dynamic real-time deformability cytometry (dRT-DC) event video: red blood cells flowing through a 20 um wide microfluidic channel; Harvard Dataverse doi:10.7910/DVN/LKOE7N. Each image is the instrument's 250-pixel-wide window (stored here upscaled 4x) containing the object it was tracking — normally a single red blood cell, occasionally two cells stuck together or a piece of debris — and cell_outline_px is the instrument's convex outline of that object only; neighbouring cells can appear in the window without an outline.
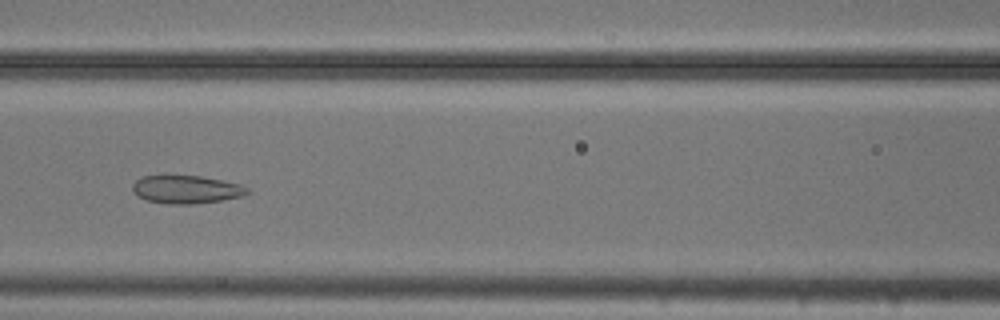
{"species": "common noctule bat (a hibernating species)", "species_latin": "Nyctalus noctula", "temperature_condition": "cold", "stored_images_in_passage": 32, "camera_frame_rate_fps": 3000, "um_per_image_px": 0.085, "animal": {"sex": "male", "body_mass_g": 20.5, "forearm_length_mm": 52.5}, "frame": {"image": 1, "passage_image": 23, "time_ms": 7.333, "image_size_px": [1000, 320], "cell_outline_px": [[252, 192], [244, 196], [224, 200], [192, 204], [168, 204], [148, 200], [132, 192], [132, 184], [136, 180], [144, 176], [164, 172], [200, 176], [224, 180], [240, 184], [248, 188]], "centroid_in_image_um": [15.84, 16.05], "position_along_channel_um": 150.8, "area_um2": 19.65}}
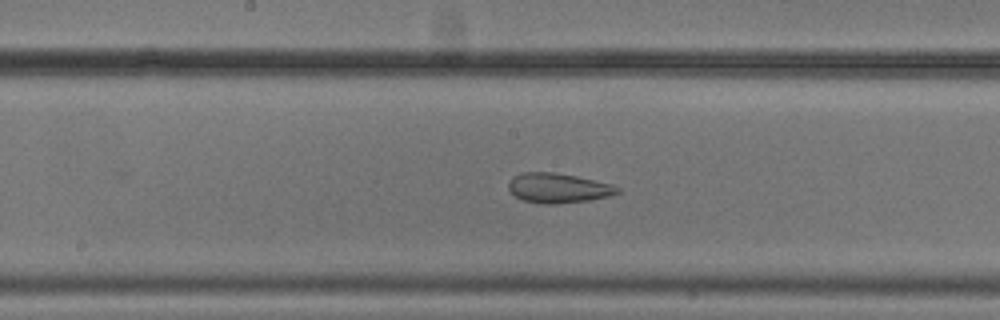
{"frame": {"image": 2, "passage_image": 27, "time_ms": 8.667, "image_size_px": [1000, 320], "cell_outline_px": [[620, 192], [608, 196], [588, 200], [552, 204], [540, 204], [524, 200], [516, 196], [508, 188], [508, 184], [512, 176], [524, 172], [552, 172], [576, 176], [612, 184], [620, 188]], "centroid_in_image_um": [47.43, 15.98], "position_along_channel_um": 200.8, "area_um2": 18.73}}
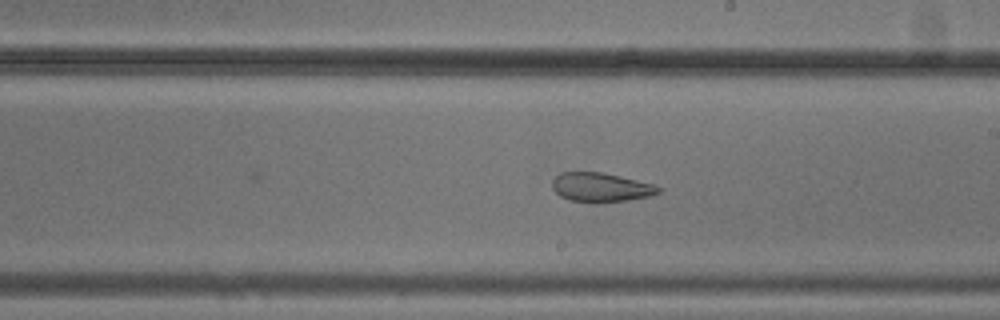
{"frame": {"image": 3, "passage_image": 30, "time_ms": 9.667, "image_size_px": [1000, 320], "cell_outline_px": [[660, 192], [648, 196], [628, 200], [596, 204], [592, 204], [572, 200], [560, 196], [552, 188], [552, 180], [560, 172], [600, 172], [620, 176], [652, 184], [660, 188]], "centroid_in_image_um": [51.03, 15.94], "position_along_channel_um": 238.0, "area_um2": 18.09}}